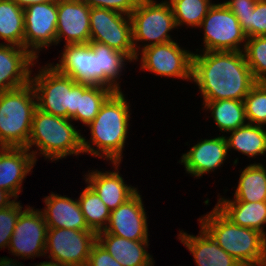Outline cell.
I'll return each mask as SVG.
<instances>
[{
	"label": "cell",
	"mask_w": 266,
	"mask_h": 266,
	"mask_svg": "<svg viewBox=\"0 0 266 266\" xmlns=\"http://www.w3.org/2000/svg\"><path fill=\"white\" fill-rule=\"evenodd\" d=\"M89 44L94 53L98 55L99 86L109 87L115 92L121 91L116 80L119 79L123 66L125 67L124 62L127 60L132 62V60L124 53L110 48L106 44L96 41H90Z\"/></svg>",
	"instance_id": "obj_25"
},
{
	"label": "cell",
	"mask_w": 266,
	"mask_h": 266,
	"mask_svg": "<svg viewBox=\"0 0 266 266\" xmlns=\"http://www.w3.org/2000/svg\"><path fill=\"white\" fill-rule=\"evenodd\" d=\"M229 133L231 135L226 137L228 149L238 150V152L252 158L265 155L266 130L263 125L247 123Z\"/></svg>",
	"instance_id": "obj_27"
},
{
	"label": "cell",
	"mask_w": 266,
	"mask_h": 266,
	"mask_svg": "<svg viewBox=\"0 0 266 266\" xmlns=\"http://www.w3.org/2000/svg\"><path fill=\"white\" fill-rule=\"evenodd\" d=\"M215 207L232 223L255 229L266 236L263 228L266 224V201H218Z\"/></svg>",
	"instance_id": "obj_24"
},
{
	"label": "cell",
	"mask_w": 266,
	"mask_h": 266,
	"mask_svg": "<svg viewBox=\"0 0 266 266\" xmlns=\"http://www.w3.org/2000/svg\"><path fill=\"white\" fill-rule=\"evenodd\" d=\"M42 68L30 79L37 108L54 116L71 119L79 109L80 83L58 72L52 64Z\"/></svg>",
	"instance_id": "obj_6"
},
{
	"label": "cell",
	"mask_w": 266,
	"mask_h": 266,
	"mask_svg": "<svg viewBox=\"0 0 266 266\" xmlns=\"http://www.w3.org/2000/svg\"><path fill=\"white\" fill-rule=\"evenodd\" d=\"M36 59L25 48L0 44V92L22 87L30 82L31 66Z\"/></svg>",
	"instance_id": "obj_18"
},
{
	"label": "cell",
	"mask_w": 266,
	"mask_h": 266,
	"mask_svg": "<svg viewBox=\"0 0 266 266\" xmlns=\"http://www.w3.org/2000/svg\"><path fill=\"white\" fill-rule=\"evenodd\" d=\"M90 41L106 44L124 53L132 61L137 57L132 42L130 15L104 8H91Z\"/></svg>",
	"instance_id": "obj_9"
},
{
	"label": "cell",
	"mask_w": 266,
	"mask_h": 266,
	"mask_svg": "<svg viewBox=\"0 0 266 266\" xmlns=\"http://www.w3.org/2000/svg\"><path fill=\"white\" fill-rule=\"evenodd\" d=\"M88 227L95 233L104 231L110 218V210L98 194L87 185L78 198Z\"/></svg>",
	"instance_id": "obj_31"
},
{
	"label": "cell",
	"mask_w": 266,
	"mask_h": 266,
	"mask_svg": "<svg viewBox=\"0 0 266 266\" xmlns=\"http://www.w3.org/2000/svg\"><path fill=\"white\" fill-rule=\"evenodd\" d=\"M257 0H229L223 2L234 15H247L254 11Z\"/></svg>",
	"instance_id": "obj_39"
},
{
	"label": "cell",
	"mask_w": 266,
	"mask_h": 266,
	"mask_svg": "<svg viewBox=\"0 0 266 266\" xmlns=\"http://www.w3.org/2000/svg\"><path fill=\"white\" fill-rule=\"evenodd\" d=\"M46 208L42 212L48 228H65L92 231L83 216L78 200L54 194L44 198Z\"/></svg>",
	"instance_id": "obj_20"
},
{
	"label": "cell",
	"mask_w": 266,
	"mask_h": 266,
	"mask_svg": "<svg viewBox=\"0 0 266 266\" xmlns=\"http://www.w3.org/2000/svg\"><path fill=\"white\" fill-rule=\"evenodd\" d=\"M16 261L17 260H14V259L12 260L11 258L9 259L8 257H3V258H0V266H22L23 265Z\"/></svg>",
	"instance_id": "obj_42"
},
{
	"label": "cell",
	"mask_w": 266,
	"mask_h": 266,
	"mask_svg": "<svg viewBox=\"0 0 266 266\" xmlns=\"http://www.w3.org/2000/svg\"><path fill=\"white\" fill-rule=\"evenodd\" d=\"M97 242L94 231L48 228L45 253L57 263L67 266H86L93 245Z\"/></svg>",
	"instance_id": "obj_10"
},
{
	"label": "cell",
	"mask_w": 266,
	"mask_h": 266,
	"mask_svg": "<svg viewBox=\"0 0 266 266\" xmlns=\"http://www.w3.org/2000/svg\"><path fill=\"white\" fill-rule=\"evenodd\" d=\"M23 10L24 48L37 59L39 50L56 44L57 2L36 3Z\"/></svg>",
	"instance_id": "obj_12"
},
{
	"label": "cell",
	"mask_w": 266,
	"mask_h": 266,
	"mask_svg": "<svg viewBox=\"0 0 266 266\" xmlns=\"http://www.w3.org/2000/svg\"><path fill=\"white\" fill-rule=\"evenodd\" d=\"M235 16L247 38L266 36V0H257L253 12Z\"/></svg>",
	"instance_id": "obj_35"
},
{
	"label": "cell",
	"mask_w": 266,
	"mask_h": 266,
	"mask_svg": "<svg viewBox=\"0 0 266 266\" xmlns=\"http://www.w3.org/2000/svg\"><path fill=\"white\" fill-rule=\"evenodd\" d=\"M71 121L36 108L26 148L30 151L35 145L39 148L36 150L51 161L83 153V135L74 128Z\"/></svg>",
	"instance_id": "obj_4"
},
{
	"label": "cell",
	"mask_w": 266,
	"mask_h": 266,
	"mask_svg": "<svg viewBox=\"0 0 266 266\" xmlns=\"http://www.w3.org/2000/svg\"><path fill=\"white\" fill-rule=\"evenodd\" d=\"M90 8H104L130 15L139 0H81Z\"/></svg>",
	"instance_id": "obj_37"
},
{
	"label": "cell",
	"mask_w": 266,
	"mask_h": 266,
	"mask_svg": "<svg viewBox=\"0 0 266 266\" xmlns=\"http://www.w3.org/2000/svg\"><path fill=\"white\" fill-rule=\"evenodd\" d=\"M109 87L80 83L79 109L71 117L73 121H81L89 125L99 113L104 102L114 93Z\"/></svg>",
	"instance_id": "obj_30"
},
{
	"label": "cell",
	"mask_w": 266,
	"mask_h": 266,
	"mask_svg": "<svg viewBox=\"0 0 266 266\" xmlns=\"http://www.w3.org/2000/svg\"><path fill=\"white\" fill-rule=\"evenodd\" d=\"M57 11L56 45L62 38L66 44H88L91 8L81 0H58Z\"/></svg>",
	"instance_id": "obj_15"
},
{
	"label": "cell",
	"mask_w": 266,
	"mask_h": 266,
	"mask_svg": "<svg viewBox=\"0 0 266 266\" xmlns=\"http://www.w3.org/2000/svg\"><path fill=\"white\" fill-rule=\"evenodd\" d=\"M132 24V42L136 53V61L140 47L137 42L148 41L142 49L174 41L168 34L176 28L172 7L168 0L157 3L154 0H139L136 8L130 14ZM151 41V42H150Z\"/></svg>",
	"instance_id": "obj_7"
},
{
	"label": "cell",
	"mask_w": 266,
	"mask_h": 266,
	"mask_svg": "<svg viewBox=\"0 0 266 266\" xmlns=\"http://www.w3.org/2000/svg\"><path fill=\"white\" fill-rule=\"evenodd\" d=\"M192 80L204 101H243L257 83L243 51H207L192 57Z\"/></svg>",
	"instance_id": "obj_1"
},
{
	"label": "cell",
	"mask_w": 266,
	"mask_h": 266,
	"mask_svg": "<svg viewBox=\"0 0 266 266\" xmlns=\"http://www.w3.org/2000/svg\"><path fill=\"white\" fill-rule=\"evenodd\" d=\"M97 242L122 266H150L154 263L152 256L146 251L149 241H134L99 232Z\"/></svg>",
	"instance_id": "obj_23"
},
{
	"label": "cell",
	"mask_w": 266,
	"mask_h": 266,
	"mask_svg": "<svg viewBox=\"0 0 266 266\" xmlns=\"http://www.w3.org/2000/svg\"><path fill=\"white\" fill-rule=\"evenodd\" d=\"M198 236L180 231L181 243L192 253L197 266H242L234 257L225 252L201 226Z\"/></svg>",
	"instance_id": "obj_22"
},
{
	"label": "cell",
	"mask_w": 266,
	"mask_h": 266,
	"mask_svg": "<svg viewBox=\"0 0 266 266\" xmlns=\"http://www.w3.org/2000/svg\"><path fill=\"white\" fill-rule=\"evenodd\" d=\"M20 202H14L0 210V248H7L12 237L16 221L22 211Z\"/></svg>",
	"instance_id": "obj_36"
},
{
	"label": "cell",
	"mask_w": 266,
	"mask_h": 266,
	"mask_svg": "<svg viewBox=\"0 0 266 266\" xmlns=\"http://www.w3.org/2000/svg\"><path fill=\"white\" fill-rule=\"evenodd\" d=\"M36 108V95L30 82L0 92V147H27Z\"/></svg>",
	"instance_id": "obj_5"
},
{
	"label": "cell",
	"mask_w": 266,
	"mask_h": 266,
	"mask_svg": "<svg viewBox=\"0 0 266 266\" xmlns=\"http://www.w3.org/2000/svg\"><path fill=\"white\" fill-rule=\"evenodd\" d=\"M12 1L15 2L19 7L24 9L32 4L57 2L58 0H12Z\"/></svg>",
	"instance_id": "obj_41"
},
{
	"label": "cell",
	"mask_w": 266,
	"mask_h": 266,
	"mask_svg": "<svg viewBox=\"0 0 266 266\" xmlns=\"http://www.w3.org/2000/svg\"><path fill=\"white\" fill-rule=\"evenodd\" d=\"M205 109H210L216 126L222 132H230L248 122L243 101L224 99L203 101Z\"/></svg>",
	"instance_id": "obj_28"
},
{
	"label": "cell",
	"mask_w": 266,
	"mask_h": 266,
	"mask_svg": "<svg viewBox=\"0 0 266 266\" xmlns=\"http://www.w3.org/2000/svg\"><path fill=\"white\" fill-rule=\"evenodd\" d=\"M0 39L24 48V10L12 0H0Z\"/></svg>",
	"instance_id": "obj_29"
},
{
	"label": "cell",
	"mask_w": 266,
	"mask_h": 266,
	"mask_svg": "<svg viewBox=\"0 0 266 266\" xmlns=\"http://www.w3.org/2000/svg\"><path fill=\"white\" fill-rule=\"evenodd\" d=\"M35 266H67V265H63V264H61V263H57V262H54V261H49V262H47V261H43V262H40L39 264H35Z\"/></svg>",
	"instance_id": "obj_43"
},
{
	"label": "cell",
	"mask_w": 266,
	"mask_h": 266,
	"mask_svg": "<svg viewBox=\"0 0 266 266\" xmlns=\"http://www.w3.org/2000/svg\"><path fill=\"white\" fill-rule=\"evenodd\" d=\"M198 221L242 266H266V236L261 232L232 223L216 207Z\"/></svg>",
	"instance_id": "obj_3"
},
{
	"label": "cell",
	"mask_w": 266,
	"mask_h": 266,
	"mask_svg": "<svg viewBox=\"0 0 266 266\" xmlns=\"http://www.w3.org/2000/svg\"><path fill=\"white\" fill-rule=\"evenodd\" d=\"M101 232L134 241H148L147 216L138 191L110 212L107 227Z\"/></svg>",
	"instance_id": "obj_14"
},
{
	"label": "cell",
	"mask_w": 266,
	"mask_h": 266,
	"mask_svg": "<svg viewBox=\"0 0 266 266\" xmlns=\"http://www.w3.org/2000/svg\"><path fill=\"white\" fill-rule=\"evenodd\" d=\"M234 200L219 198L218 201H266V168L263 164H250L241 172Z\"/></svg>",
	"instance_id": "obj_26"
},
{
	"label": "cell",
	"mask_w": 266,
	"mask_h": 266,
	"mask_svg": "<svg viewBox=\"0 0 266 266\" xmlns=\"http://www.w3.org/2000/svg\"><path fill=\"white\" fill-rule=\"evenodd\" d=\"M141 53V69L161 77L192 81L193 53L179 47L175 41L144 48Z\"/></svg>",
	"instance_id": "obj_11"
},
{
	"label": "cell",
	"mask_w": 266,
	"mask_h": 266,
	"mask_svg": "<svg viewBox=\"0 0 266 266\" xmlns=\"http://www.w3.org/2000/svg\"><path fill=\"white\" fill-rule=\"evenodd\" d=\"M47 224L42 212L27 206L21 211L8 250L21 258L45 256Z\"/></svg>",
	"instance_id": "obj_13"
},
{
	"label": "cell",
	"mask_w": 266,
	"mask_h": 266,
	"mask_svg": "<svg viewBox=\"0 0 266 266\" xmlns=\"http://www.w3.org/2000/svg\"><path fill=\"white\" fill-rule=\"evenodd\" d=\"M37 151L27 148L0 147V189L10 193L14 200L21 192L26 175L37 161Z\"/></svg>",
	"instance_id": "obj_17"
},
{
	"label": "cell",
	"mask_w": 266,
	"mask_h": 266,
	"mask_svg": "<svg viewBox=\"0 0 266 266\" xmlns=\"http://www.w3.org/2000/svg\"><path fill=\"white\" fill-rule=\"evenodd\" d=\"M130 105L124 94L114 92L102 105L99 113L89 126L91 132V142L82 137L83 154L89 153L95 157L107 158L112 163H121L122 151L128 127ZM93 143L97 148L91 146Z\"/></svg>",
	"instance_id": "obj_2"
},
{
	"label": "cell",
	"mask_w": 266,
	"mask_h": 266,
	"mask_svg": "<svg viewBox=\"0 0 266 266\" xmlns=\"http://www.w3.org/2000/svg\"><path fill=\"white\" fill-rule=\"evenodd\" d=\"M199 27H204L203 51H244L247 36L224 3L213 4Z\"/></svg>",
	"instance_id": "obj_8"
},
{
	"label": "cell",
	"mask_w": 266,
	"mask_h": 266,
	"mask_svg": "<svg viewBox=\"0 0 266 266\" xmlns=\"http://www.w3.org/2000/svg\"><path fill=\"white\" fill-rule=\"evenodd\" d=\"M86 266H122L109 252L96 242L90 252Z\"/></svg>",
	"instance_id": "obj_38"
},
{
	"label": "cell",
	"mask_w": 266,
	"mask_h": 266,
	"mask_svg": "<svg viewBox=\"0 0 266 266\" xmlns=\"http://www.w3.org/2000/svg\"><path fill=\"white\" fill-rule=\"evenodd\" d=\"M228 150L226 136L204 139L183 154L179 162L183 163L188 174L201 177L223 165Z\"/></svg>",
	"instance_id": "obj_19"
},
{
	"label": "cell",
	"mask_w": 266,
	"mask_h": 266,
	"mask_svg": "<svg viewBox=\"0 0 266 266\" xmlns=\"http://www.w3.org/2000/svg\"><path fill=\"white\" fill-rule=\"evenodd\" d=\"M244 55L256 82H266V36L247 38Z\"/></svg>",
	"instance_id": "obj_33"
},
{
	"label": "cell",
	"mask_w": 266,
	"mask_h": 266,
	"mask_svg": "<svg viewBox=\"0 0 266 266\" xmlns=\"http://www.w3.org/2000/svg\"><path fill=\"white\" fill-rule=\"evenodd\" d=\"M12 197L13 196L7 191L0 189V210L8 207L14 202V200L10 201Z\"/></svg>",
	"instance_id": "obj_40"
},
{
	"label": "cell",
	"mask_w": 266,
	"mask_h": 266,
	"mask_svg": "<svg viewBox=\"0 0 266 266\" xmlns=\"http://www.w3.org/2000/svg\"><path fill=\"white\" fill-rule=\"evenodd\" d=\"M211 0H169L177 27H199L214 3Z\"/></svg>",
	"instance_id": "obj_32"
},
{
	"label": "cell",
	"mask_w": 266,
	"mask_h": 266,
	"mask_svg": "<svg viewBox=\"0 0 266 266\" xmlns=\"http://www.w3.org/2000/svg\"><path fill=\"white\" fill-rule=\"evenodd\" d=\"M120 163H113L116 171H92L85 175L87 184L98 194L100 199L110 211L125 203L136 192L137 188L128 186L121 175H119Z\"/></svg>",
	"instance_id": "obj_21"
},
{
	"label": "cell",
	"mask_w": 266,
	"mask_h": 266,
	"mask_svg": "<svg viewBox=\"0 0 266 266\" xmlns=\"http://www.w3.org/2000/svg\"><path fill=\"white\" fill-rule=\"evenodd\" d=\"M245 115L249 124H266V82H257L245 96Z\"/></svg>",
	"instance_id": "obj_34"
},
{
	"label": "cell",
	"mask_w": 266,
	"mask_h": 266,
	"mask_svg": "<svg viewBox=\"0 0 266 266\" xmlns=\"http://www.w3.org/2000/svg\"><path fill=\"white\" fill-rule=\"evenodd\" d=\"M61 60L52 65L77 83L99 86L98 55L88 44H65Z\"/></svg>",
	"instance_id": "obj_16"
}]
</instances>
